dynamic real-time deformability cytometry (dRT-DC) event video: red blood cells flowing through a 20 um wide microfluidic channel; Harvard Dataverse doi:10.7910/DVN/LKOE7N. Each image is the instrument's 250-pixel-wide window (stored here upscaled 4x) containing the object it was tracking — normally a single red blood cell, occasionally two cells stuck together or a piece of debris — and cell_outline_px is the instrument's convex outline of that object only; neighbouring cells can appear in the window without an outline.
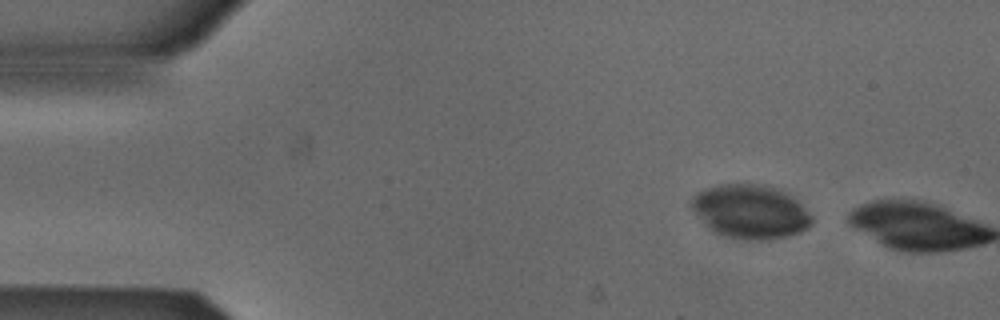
{"species": "Egyptian fruit bat (a non-hibernating species)", "species_latin": "Rousettus aegyptiacus", "temperature_condition": "cold", "stored_images_in_passage": 5, "segment_of_instrument_passage": [2, 2], "camera_frame_rate_fps": 3000, "um_per_image_px": 0.085, "animal": {"sex": "male"}, "frame": {"image": 1, "passage_image": 5, "time_ms": 1.333, "image_size_px": [1000, 320], "cell_outline_px": [[812, 224], [808, 228], [800, 232], [788, 236], [768, 240], [748, 240], [728, 236], [716, 232], [692, 208], [692, 196], [696, 192], [704, 188], [720, 184], [768, 184], [784, 188], [812, 216]], "centroid_in_image_um": [63.85, 17.95], "position_along_channel_um": 21.1, "area_um2": 37.74}}